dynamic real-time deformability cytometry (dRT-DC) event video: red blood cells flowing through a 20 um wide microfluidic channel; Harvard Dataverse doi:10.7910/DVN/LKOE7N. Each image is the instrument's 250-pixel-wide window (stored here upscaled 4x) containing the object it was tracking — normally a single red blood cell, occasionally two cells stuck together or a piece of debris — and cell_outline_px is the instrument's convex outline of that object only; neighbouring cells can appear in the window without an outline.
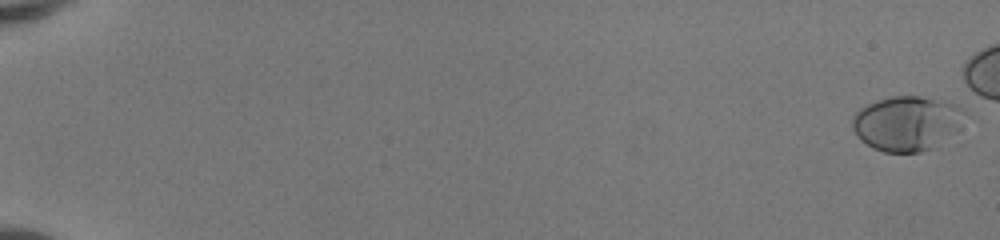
{"species": "human", "species_latin": "Homo sapiens", "temperature_condition": "room temperature", "stored_images_in_passage": 23, "camera_frame_rate_fps": 3000, "um_per_image_px": 0.085, "donor": {"sex": "female"}, "frame": {"image": 1, "passage_image": 1, "time_ms": 0.0, "image_size_px": [1000, 240], "cell_outline_px": [[968, 112], [960, 128], [936, 148], [920, 152], [884, 152], [872, 148], [860, 140], [856, 136], [852, 128], [852, 116], [860, 108], [876, 100], [892, 96], [920, 96], [956, 104], [964, 108]], "centroid_in_image_um": [77.11, 10.49], "position_along_channel_um": 7.9, "area_um2": 36.47}}
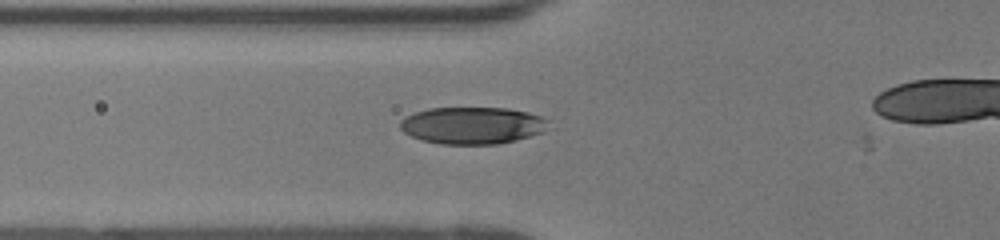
{"frame": {"image": 2, "passage_image": 22, "time_ms": 7.0, "image_size_px": [1000, 240], "cell_outline_px": [[548, 120], [544, 132], [516, 140], [496, 144], [440, 144], [420, 140], [404, 132], [400, 128], [400, 120], [416, 112], [428, 108], [508, 108], [528, 112], [544, 116]], "centroid_in_image_um": [40.16, 10.66], "position_along_channel_um": 85.6, "area_um2": 32.08}}